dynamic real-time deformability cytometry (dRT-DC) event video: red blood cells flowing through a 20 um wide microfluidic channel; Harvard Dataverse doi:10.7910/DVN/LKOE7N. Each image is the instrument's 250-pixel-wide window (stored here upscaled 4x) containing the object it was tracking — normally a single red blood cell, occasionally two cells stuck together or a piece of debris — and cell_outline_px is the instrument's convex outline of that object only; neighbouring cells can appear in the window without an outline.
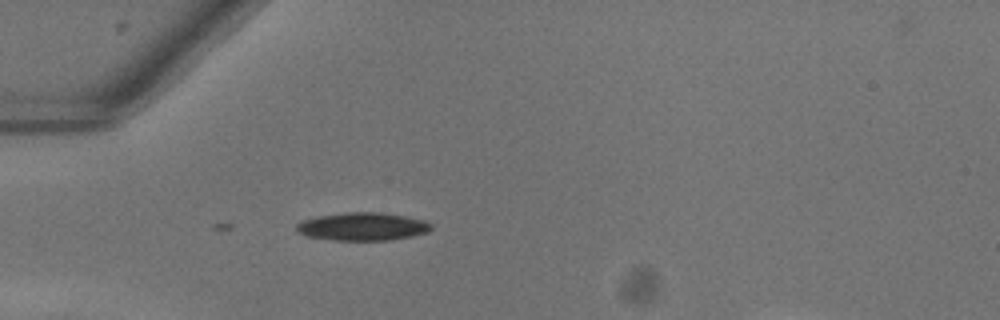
{"species": "common noctule bat (a hibernating species)", "species_latin": "Nyctalus noctula", "temperature_condition": "warm", "stored_images_in_passage": 4, "camera_frame_rate_fps": 3000, "um_per_image_px": 0.085, "animal": {"sex": "female"}, "frame": {"image": 1, "passage_image": 1, "time_ms": 0.0, "image_size_px": [1000, 320], "cell_outline_px": [[432, 228], [428, 232], [412, 236], [388, 240], [332, 240], [308, 236], [296, 232], [296, 224], [300, 220], [320, 216], [344, 212], [376, 212], [404, 216], [424, 220], [432, 224]], "centroid_in_image_um": [30.79, 19.25], "position_along_channel_um": 54.2, "area_um2": 21.96}}